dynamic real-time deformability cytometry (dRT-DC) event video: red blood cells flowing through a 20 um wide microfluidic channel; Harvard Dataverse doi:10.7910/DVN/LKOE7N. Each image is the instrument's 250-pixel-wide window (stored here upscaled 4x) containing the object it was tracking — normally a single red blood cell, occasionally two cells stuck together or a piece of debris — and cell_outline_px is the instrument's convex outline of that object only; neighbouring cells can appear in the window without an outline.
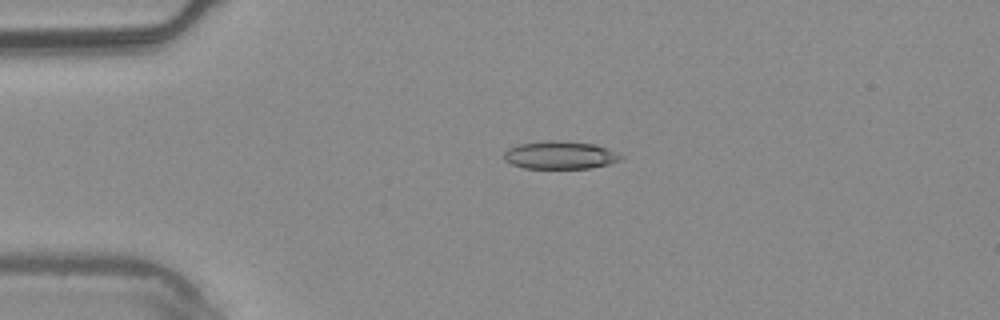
{"species": "common noctule bat (a hibernating species)", "species_latin": "Nyctalus noctula", "temperature_condition": "warm", "stored_images_in_passage": 3, "camera_frame_rate_fps": 3000, "um_per_image_px": 0.085, "animal": {"sex": "male", "body_mass_g": 20.4}, "frame": {"image": 1, "passage_image": 2, "time_ms": 0.333, "image_size_px": [1000, 320], "cell_outline_px": [[624, 156], [620, 160], [608, 164], [588, 168], [524, 168], [512, 164], [504, 160], [504, 152], [508, 148], [520, 144], [544, 140], [560, 140], [596, 144], [620, 152]], "centroid_in_image_um": [47.64, 13.17], "position_along_channel_um": 37.4, "area_um2": 19.19}}